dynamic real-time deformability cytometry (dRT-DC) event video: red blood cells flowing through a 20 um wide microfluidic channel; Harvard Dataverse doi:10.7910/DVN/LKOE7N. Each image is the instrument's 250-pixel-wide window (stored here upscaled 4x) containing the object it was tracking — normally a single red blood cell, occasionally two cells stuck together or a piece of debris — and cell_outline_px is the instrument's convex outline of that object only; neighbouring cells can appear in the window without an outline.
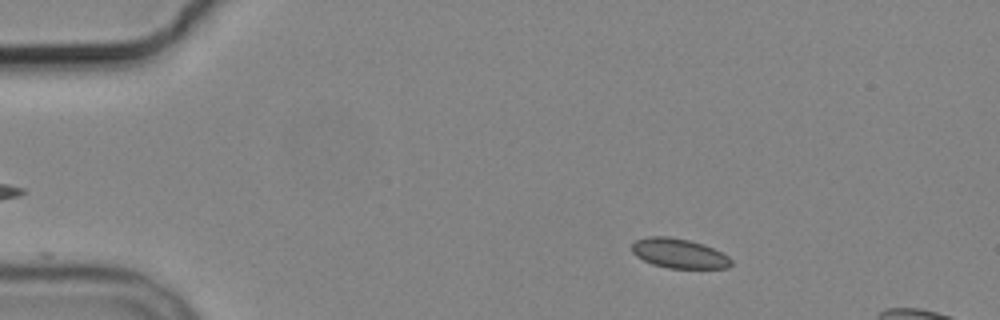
{"species": "common noctule bat (a hibernating species)", "species_latin": "Nyctalus noctula", "temperature_condition": "cold", "stored_images_in_passage": 3, "camera_frame_rate_fps": 3000, "um_per_image_px": 0.085, "animal": {"sex": "male", "body_mass_g": 19.2, "forearm_length_mm": 51.8}, "frame": {"image": 1, "passage_image": 1, "time_ms": 0.0, "image_size_px": [1000, 320], "cell_outline_px": [[732, 264], [728, 268], [668, 268], [652, 264], [636, 256], [632, 252], [632, 244], [636, 240], [648, 236], [668, 236], [688, 240], [704, 244], [728, 256], [732, 260]], "centroid_in_image_um": [57.71, 21.54], "position_along_channel_um": 27.3, "area_um2": 17.11}}